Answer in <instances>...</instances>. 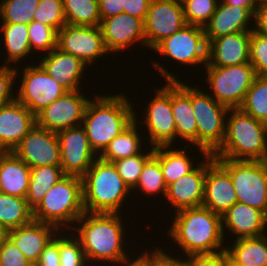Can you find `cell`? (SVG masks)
Masks as SVG:
<instances>
[{"label": "cell", "mask_w": 267, "mask_h": 266, "mask_svg": "<svg viewBox=\"0 0 267 266\" xmlns=\"http://www.w3.org/2000/svg\"><path fill=\"white\" fill-rule=\"evenodd\" d=\"M227 266H244L239 263L234 262L228 255H227Z\"/></svg>", "instance_id": "6f0895ef"}, {"label": "cell", "mask_w": 267, "mask_h": 266, "mask_svg": "<svg viewBox=\"0 0 267 266\" xmlns=\"http://www.w3.org/2000/svg\"><path fill=\"white\" fill-rule=\"evenodd\" d=\"M219 0L216 11L204 27L207 42L224 35L252 31L254 12L257 7L231 6Z\"/></svg>", "instance_id": "7402d4cb"}, {"label": "cell", "mask_w": 267, "mask_h": 266, "mask_svg": "<svg viewBox=\"0 0 267 266\" xmlns=\"http://www.w3.org/2000/svg\"><path fill=\"white\" fill-rule=\"evenodd\" d=\"M253 30L267 36V4H260L255 9Z\"/></svg>", "instance_id": "f5cc1de1"}, {"label": "cell", "mask_w": 267, "mask_h": 266, "mask_svg": "<svg viewBox=\"0 0 267 266\" xmlns=\"http://www.w3.org/2000/svg\"><path fill=\"white\" fill-rule=\"evenodd\" d=\"M28 38L31 52H45V55L57 47L58 31L46 24L33 20L28 24Z\"/></svg>", "instance_id": "60d3db41"}, {"label": "cell", "mask_w": 267, "mask_h": 266, "mask_svg": "<svg viewBox=\"0 0 267 266\" xmlns=\"http://www.w3.org/2000/svg\"><path fill=\"white\" fill-rule=\"evenodd\" d=\"M158 55L173 59L177 64L205 67L208 62V42L204 28L191 24L162 40L154 49Z\"/></svg>", "instance_id": "8fae6325"}, {"label": "cell", "mask_w": 267, "mask_h": 266, "mask_svg": "<svg viewBox=\"0 0 267 266\" xmlns=\"http://www.w3.org/2000/svg\"><path fill=\"white\" fill-rule=\"evenodd\" d=\"M214 159L230 174L237 202L259 209L267 216V166L265 162Z\"/></svg>", "instance_id": "ba28073f"}, {"label": "cell", "mask_w": 267, "mask_h": 266, "mask_svg": "<svg viewBox=\"0 0 267 266\" xmlns=\"http://www.w3.org/2000/svg\"><path fill=\"white\" fill-rule=\"evenodd\" d=\"M84 213L82 178L65 175L46 192L33 210V219L67 231Z\"/></svg>", "instance_id": "8992f818"}, {"label": "cell", "mask_w": 267, "mask_h": 266, "mask_svg": "<svg viewBox=\"0 0 267 266\" xmlns=\"http://www.w3.org/2000/svg\"><path fill=\"white\" fill-rule=\"evenodd\" d=\"M8 230L0 224V248L4 244V241L8 238Z\"/></svg>", "instance_id": "9f6ffc18"}, {"label": "cell", "mask_w": 267, "mask_h": 266, "mask_svg": "<svg viewBox=\"0 0 267 266\" xmlns=\"http://www.w3.org/2000/svg\"><path fill=\"white\" fill-rule=\"evenodd\" d=\"M60 143V166L65 175L82 177L98 158L91 149L83 125L57 132Z\"/></svg>", "instance_id": "2e32d148"}, {"label": "cell", "mask_w": 267, "mask_h": 266, "mask_svg": "<svg viewBox=\"0 0 267 266\" xmlns=\"http://www.w3.org/2000/svg\"><path fill=\"white\" fill-rule=\"evenodd\" d=\"M65 174L60 165H47L31 168L29 188L26 200L34 210L42 201L46 192Z\"/></svg>", "instance_id": "d6a6232c"}, {"label": "cell", "mask_w": 267, "mask_h": 266, "mask_svg": "<svg viewBox=\"0 0 267 266\" xmlns=\"http://www.w3.org/2000/svg\"><path fill=\"white\" fill-rule=\"evenodd\" d=\"M100 94H94V99L88 101L82 122L97 156L134 121L136 112L126 94Z\"/></svg>", "instance_id": "3957f363"}, {"label": "cell", "mask_w": 267, "mask_h": 266, "mask_svg": "<svg viewBox=\"0 0 267 266\" xmlns=\"http://www.w3.org/2000/svg\"><path fill=\"white\" fill-rule=\"evenodd\" d=\"M33 20L46 24L59 31L67 24L63 0H40L35 10Z\"/></svg>", "instance_id": "7bdbcfd3"}, {"label": "cell", "mask_w": 267, "mask_h": 266, "mask_svg": "<svg viewBox=\"0 0 267 266\" xmlns=\"http://www.w3.org/2000/svg\"><path fill=\"white\" fill-rule=\"evenodd\" d=\"M16 67L0 66V106L15 99ZM15 87V88H14ZM14 89V91H13Z\"/></svg>", "instance_id": "f6af8a7d"}, {"label": "cell", "mask_w": 267, "mask_h": 266, "mask_svg": "<svg viewBox=\"0 0 267 266\" xmlns=\"http://www.w3.org/2000/svg\"><path fill=\"white\" fill-rule=\"evenodd\" d=\"M266 166H267V154H266V157H265V160H264Z\"/></svg>", "instance_id": "6125c7cd"}, {"label": "cell", "mask_w": 267, "mask_h": 266, "mask_svg": "<svg viewBox=\"0 0 267 266\" xmlns=\"http://www.w3.org/2000/svg\"><path fill=\"white\" fill-rule=\"evenodd\" d=\"M65 231H59L60 266H89L80 241Z\"/></svg>", "instance_id": "ab89813d"}, {"label": "cell", "mask_w": 267, "mask_h": 266, "mask_svg": "<svg viewBox=\"0 0 267 266\" xmlns=\"http://www.w3.org/2000/svg\"><path fill=\"white\" fill-rule=\"evenodd\" d=\"M188 174L167 186L165 198L175 212L202 206L206 175V156Z\"/></svg>", "instance_id": "603a6c76"}, {"label": "cell", "mask_w": 267, "mask_h": 266, "mask_svg": "<svg viewBox=\"0 0 267 266\" xmlns=\"http://www.w3.org/2000/svg\"><path fill=\"white\" fill-rule=\"evenodd\" d=\"M167 235L186 258L217 255L225 252L221 215L204 206L185 208L176 212ZM225 236V237H224ZM178 244V245H177Z\"/></svg>", "instance_id": "7a4b0ae2"}, {"label": "cell", "mask_w": 267, "mask_h": 266, "mask_svg": "<svg viewBox=\"0 0 267 266\" xmlns=\"http://www.w3.org/2000/svg\"><path fill=\"white\" fill-rule=\"evenodd\" d=\"M100 29L104 44L114 55L133 47V44L146 46L144 21L126 13L101 20ZM130 46V47H129Z\"/></svg>", "instance_id": "d6986e66"}, {"label": "cell", "mask_w": 267, "mask_h": 266, "mask_svg": "<svg viewBox=\"0 0 267 266\" xmlns=\"http://www.w3.org/2000/svg\"><path fill=\"white\" fill-rule=\"evenodd\" d=\"M221 222L223 235L228 229L235 239L267 233V216L261 210L240 202L234 203L221 215Z\"/></svg>", "instance_id": "484cf974"}, {"label": "cell", "mask_w": 267, "mask_h": 266, "mask_svg": "<svg viewBox=\"0 0 267 266\" xmlns=\"http://www.w3.org/2000/svg\"><path fill=\"white\" fill-rule=\"evenodd\" d=\"M144 151L145 150L143 149L142 152L137 155L112 162L118 174L130 190L136 186L144 164L153 156L154 147L150 148V152L148 149L145 152Z\"/></svg>", "instance_id": "f35d334b"}, {"label": "cell", "mask_w": 267, "mask_h": 266, "mask_svg": "<svg viewBox=\"0 0 267 266\" xmlns=\"http://www.w3.org/2000/svg\"><path fill=\"white\" fill-rule=\"evenodd\" d=\"M172 146H158L154 148L153 156L160 162V167L164 176L165 184L175 182L180 177L191 172L196 166L197 159L189 157L187 148L193 146L184 145V148L174 150ZM186 150V151H185ZM195 163V164H193Z\"/></svg>", "instance_id": "f1b7e54d"}, {"label": "cell", "mask_w": 267, "mask_h": 266, "mask_svg": "<svg viewBox=\"0 0 267 266\" xmlns=\"http://www.w3.org/2000/svg\"><path fill=\"white\" fill-rule=\"evenodd\" d=\"M224 3H227L231 6L238 7H257L258 4L254 0H222Z\"/></svg>", "instance_id": "11a10c76"}, {"label": "cell", "mask_w": 267, "mask_h": 266, "mask_svg": "<svg viewBox=\"0 0 267 266\" xmlns=\"http://www.w3.org/2000/svg\"><path fill=\"white\" fill-rule=\"evenodd\" d=\"M142 254L137 256L134 260L128 259L124 262H121L118 266H149V251H142Z\"/></svg>", "instance_id": "db71d44e"}, {"label": "cell", "mask_w": 267, "mask_h": 266, "mask_svg": "<svg viewBox=\"0 0 267 266\" xmlns=\"http://www.w3.org/2000/svg\"><path fill=\"white\" fill-rule=\"evenodd\" d=\"M267 154V124L240 108L229 109L225 138L214 158L264 161Z\"/></svg>", "instance_id": "277c9868"}, {"label": "cell", "mask_w": 267, "mask_h": 266, "mask_svg": "<svg viewBox=\"0 0 267 266\" xmlns=\"http://www.w3.org/2000/svg\"><path fill=\"white\" fill-rule=\"evenodd\" d=\"M66 23L75 26H100L98 0H63Z\"/></svg>", "instance_id": "e575fe53"}, {"label": "cell", "mask_w": 267, "mask_h": 266, "mask_svg": "<svg viewBox=\"0 0 267 266\" xmlns=\"http://www.w3.org/2000/svg\"><path fill=\"white\" fill-rule=\"evenodd\" d=\"M251 31L212 39L208 43L206 66H233L249 63Z\"/></svg>", "instance_id": "d4e9b609"}, {"label": "cell", "mask_w": 267, "mask_h": 266, "mask_svg": "<svg viewBox=\"0 0 267 266\" xmlns=\"http://www.w3.org/2000/svg\"><path fill=\"white\" fill-rule=\"evenodd\" d=\"M258 5L267 4V0H254Z\"/></svg>", "instance_id": "680465c9"}, {"label": "cell", "mask_w": 267, "mask_h": 266, "mask_svg": "<svg viewBox=\"0 0 267 266\" xmlns=\"http://www.w3.org/2000/svg\"><path fill=\"white\" fill-rule=\"evenodd\" d=\"M7 152L0 144V154Z\"/></svg>", "instance_id": "94428289"}, {"label": "cell", "mask_w": 267, "mask_h": 266, "mask_svg": "<svg viewBox=\"0 0 267 266\" xmlns=\"http://www.w3.org/2000/svg\"><path fill=\"white\" fill-rule=\"evenodd\" d=\"M192 87V108L197 122V151L203 159L222 145L229 108L218 103L207 91ZM201 152V153H200ZM204 156V157H203Z\"/></svg>", "instance_id": "52a82bcc"}, {"label": "cell", "mask_w": 267, "mask_h": 266, "mask_svg": "<svg viewBox=\"0 0 267 266\" xmlns=\"http://www.w3.org/2000/svg\"><path fill=\"white\" fill-rule=\"evenodd\" d=\"M40 0H0L1 23L25 24L33 21Z\"/></svg>", "instance_id": "74e56055"}, {"label": "cell", "mask_w": 267, "mask_h": 266, "mask_svg": "<svg viewBox=\"0 0 267 266\" xmlns=\"http://www.w3.org/2000/svg\"><path fill=\"white\" fill-rule=\"evenodd\" d=\"M186 262L188 266H227V254L191 256Z\"/></svg>", "instance_id": "681fc988"}, {"label": "cell", "mask_w": 267, "mask_h": 266, "mask_svg": "<svg viewBox=\"0 0 267 266\" xmlns=\"http://www.w3.org/2000/svg\"><path fill=\"white\" fill-rule=\"evenodd\" d=\"M0 266H34L19 250L15 244L7 238L0 248Z\"/></svg>", "instance_id": "bcb514c9"}, {"label": "cell", "mask_w": 267, "mask_h": 266, "mask_svg": "<svg viewBox=\"0 0 267 266\" xmlns=\"http://www.w3.org/2000/svg\"><path fill=\"white\" fill-rule=\"evenodd\" d=\"M58 232L52 224L33 220L27 225L9 230L8 238L35 265L45 246Z\"/></svg>", "instance_id": "4316f807"}, {"label": "cell", "mask_w": 267, "mask_h": 266, "mask_svg": "<svg viewBox=\"0 0 267 266\" xmlns=\"http://www.w3.org/2000/svg\"><path fill=\"white\" fill-rule=\"evenodd\" d=\"M154 68L164 76L166 81H171V106L172 115L176 126V141L180 138L186 141L185 145L197 148V122L192 108V86L169 72L160 61H153ZM188 143V144H187Z\"/></svg>", "instance_id": "4fadbf2b"}, {"label": "cell", "mask_w": 267, "mask_h": 266, "mask_svg": "<svg viewBox=\"0 0 267 266\" xmlns=\"http://www.w3.org/2000/svg\"><path fill=\"white\" fill-rule=\"evenodd\" d=\"M209 94L229 109L240 108L256 73L249 63L233 66H205Z\"/></svg>", "instance_id": "9c48e42d"}, {"label": "cell", "mask_w": 267, "mask_h": 266, "mask_svg": "<svg viewBox=\"0 0 267 266\" xmlns=\"http://www.w3.org/2000/svg\"><path fill=\"white\" fill-rule=\"evenodd\" d=\"M31 168L13 151L0 154V193L26 198Z\"/></svg>", "instance_id": "83f0119b"}, {"label": "cell", "mask_w": 267, "mask_h": 266, "mask_svg": "<svg viewBox=\"0 0 267 266\" xmlns=\"http://www.w3.org/2000/svg\"><path fill=\"white\" fill-rule=\"evenodd\" d=\"M218 0H187L183 5L186 24L204 28L216 11Z\"/></svg>", "instance_id": "b9f144b4"}, {"label": "cell", "mask_w": 267, "mask_h": 266, "mask_svg": "<svg viewBox=\"0 0 267 266\" xmlns=\"http://www.w3.org/2000/svg\"><path fill=\"white\" fill-rule=\"evenodd\" d=\"M225 253L236 263L244 266H267V233L256 237L233 239Z\"/></svg>", "instance_id": "f546056e"}, {"label": "cell", "mask_w": 267, "mask_h": 266, "mask_svg": "<svg viewBox=\"0 0 267 266\" xmlns=\"http://www.w3.org/2000/svg\"><path fill=\"white\" fill-rule=\"evenodd\" d=\"M179 4H184L187 0H171Z\"/></svg>", "instance_id": "91938a15"}, {"label": "cell", "mask_w": 267, "mask_h": 266, "mask_svg": "<svg viewBox=\"0 0 267 266\" xmlns=\"http://www.w3.org/2000/svg\"><path fill=\"white\" fill-rule=\"evenodd\" d=\"M137 112L134 113V121L125 128L118 136H116L105 148V150L98 156L100 159L107 162H114L116 160L131 157L141 153L142 145L146 141H142L141 133H139V123L137 119ZM140 134V135H139Z\"/></svg>", "instance_id": "4dcf8cb0"}, {"label": "cell", "mask_w": 267, "mask_h": 266, "mask_svg": "<svg viewBox=\"0 0 267 266\" xmlns=\"http://www.w3.org/2000/svg\"><path fill=\"white\" fill-rule=\"evenodd\" d=\"M13 152L30 168L60 165V143L56 132L35 124Z\"/></svg>", "instance_id": "ac0fdd59"}, {"label": "cell", "mask_w": 267, "mask_h": 266, "mask_svg": "<svg viewBox=\"0 0 267 266\" xmlns=\"http://www.w3.org/2000/svg\"><path fill=\"white\" fill-rule=\"evenodd\" d=\"M25 66L21 73H19L20 69L16 67V79L20 77L19 74L22 75V78L21 81L16 80L15 85L18 88L15 90V98L36 116L46 106L63 96L67 90L38 63Z\"/></svg>", "instance_id": "30bf717a"}, {"label": "cell", "mask_w": 267, "mask_h": 266, "mask_svg": "<svg viewBox=\"0 0 267 266\" xmlns=\"http://www.w3.org/2000/svg\"><path fill=\"white\" fill-rule=\"evenodd\" d=\"M74 225L70 231L74 230L73 235L80 241L90 266L101 261L117 266L130 259L124 250L127 236H124L126 227L121 213L85 212Z\"/></svg>", "instance_id": "6da1fadb"}, {"label": "cell", "mask_w": 267, "mask_h": 266, "mask_svg": "<svg viewBox=\"0 0 267 266\" xmlns=\"http://www.w3.org/2000/svg\"><path fill=\"white\" fill-rule=\"evenodd\" d=\"M101 20L123 13L124 0H98Z\"/></svg>", "instance_id": "816d5d0a"}, {"label": "cell", "mask_w": 267, "mask_h": 266, "mask_svg": "<svg viewBox=\"0 0 267 266\" xmlns=\"http://www.w3.org/2000/svg\"><path fill=\"white\" fill-rule=\"evenodd\" d=\"M249 62L257 76H267V36L251 31Z\"/></svg>", "instance_id": "ee69618b"}, {"label": "cell", "mask_w": 267, "mask_h": 266, "mask_svg": "<svg viewBox=\"0 0 267 266\" xmlns=\"http://www.w3.org/2000/svg\"><path fill=\"white\" fill-rule=\"evenodd\" d=\"M152 251H149V266H188L186 258L181 260L179 255H177V258L171 256L169 254L171 252H166L161 247L152 249Z\"/></svg>", "instance_id": "7dc6e473"}, {"label": "cell", "mask_w": 267, "mask_h": 266, "mask_svg": "<svg viewBox=\"0 0 267 266\" xmlns=\"http://www.w3.org/2000/svg\"><path fill=\"white\" fill-rule=\"evenodd\" d=\"M33 220V210L25 198L0 193V224L8 231Z\"/></svg>", "instance_id": "836d02e7"}, {"label": "cell", "mask_w": 267, "mask_h": 266, "mask_svg": "<svg viewBox=\"0 0 267 266\" xmlns=\"http://www.w3.org/2000/svg\"><path fill=\"white\" fill-rule=\"evenodd\" d=\"M0 25V33L2 37V43L5 46L2 48V51L5 50L6 56L8 57L5 60L3 65L10 66L11 62L16 65L22 64L21 61H24V58L27 57L29 61V55L33 54L31 52L30 42L28 38V25L17 23V24H9V23H1ZM19 61V62H18Z\"/></svg>", "instance_id": "1f68e13d"}, {"label": "cell", "mask_w": 267, "mask_h": 266, "mask_svg": "<svg viewBox=\"0 0 267 266\" xmlns=\"http://www.w3.org/2000/svg\"><path fill=\"white\" fill-rule=\"evenodd\" d=\"M39 60V65L67 91L82 90L83 76L88 66L77 57L60 50L58 47ZM87 67V68H86ZM82 83V84H81Z\"/></svg>", "instance_id": "cb8c5ba5"}, {"label": "cell", "mask_w": 267, "mask_h": 266, "mask_svg": "<svg viewBox=\"0 0 267 266\" xmlns=\"http://www.w3.org/2000/svg\"><path fill=\"white\" fill-rule=\"evenodd\" d=\"M57 47L77 57L88 67L95 64L99 57L110 55L105 47L100 26L65 24L58 31Z\"/></svg>", "instance_id": "5bb4252c"}, {"label": "cell", "mask_w": 267, "mask_h": 266, "mask_svg": "<svg viewBox=\"0 0 267 266\" xmlns=\"http://www.w3.org/2000/svg\"><path fill=\"white\" fill-rule=\"evenodd\" d=\"M134 190H140V192H144L143 195L146 194L148 196H158V194H162V197L164 196L165 198L167 186L160 167V162L154 156L144 164L139 180L131 192L133 193Z\"/></svg>", "instance_id": "8d00e7d4"}, {"label": "cell", "mask_w": 267, "mask_h": 266, "mask_svg": "<svg viewBox=\"0 0 267 266\" xmlns=\"http://www.w3.org/2000/svg\"><path fill=\"white\" fill-rule=\"evenodd\" d=\"M36 124L35 115L16 98L0 106V144L13 151Z\"/></svg>", "instance_id": "44dd1931"}, {"label": "cell", "mask_w": 267, "mask_h": 266, "mask_svg": "<svg viewBox=\"0 0 267 266\" xmlns=\"http://www.w3.org/2000/svg\"><path fill=\"white\" fill-rule=\"evenodd\" d=\"M166 84V85H165ZM162 87H156V93L144 108V119L148 142L152 147L172 146L176 140V126L171 106V81H166Z\"/></svg>", "instance_id": "7c38bea8"}, {"label": "cell", "mask_w": 267, "mask_h": 266, "mask_svg": "<svg viewBox=\"0 0 267 266\" xmlns=\"http://www.w3.org/2000/svg\"><path fill=\"white\" fill-rule=\"evenodd\" d=\"M152 0H124L123 13L142 19L146 18Z\"/></svg>", "instance_id": "f907efd6"}, {"label": "cell", "mask_w": 267, "mask_h": 266, "mask_svg": "<svg viewBox=\"0 0 267 266\" xmlns=\"http://www.w3.org/2000/svg\"><path fill=\"white\" fill-rule=\"evenodd\" d=\"M237 202L230 174L214 159L206 155V175L202 206L222 215Z\"/></svg>", "instance_id": "ffe728a7"}, {"label": "cell", "mask_w": 267, "mask_h": 266, "mask_svg": "<svg viewBox=\"0 0 267 266\" xmlns=\"http://www.w3.org/2000/svg\"><path fill=\"white\" fill-rule=\"evenodd\" d=\"M240 109L267 124V76H256Z\"/></svg>", "instance_id": "d590c367"}, {"label": "cell", "mask_w": 267, "mask_h": 266, "mask_svg": "<svg viewBox=\"0 0 267 266\" xmlns=\"http://www.w3.org/2000/svg\"><path fill=\"white\" fill-rule=\"evenodd\" d=\"M184 25L186 22L182 4L171 0H152L144 20L146 47L153 50Z\"/></svg>", "instance_id": "e0dca14e"}, {"label": "cell", "mask_w": 267, "mask_h": 266, "mask_svg": "<svg viewBox=\"0 0 267 266\" xmlns=\"http://www.w3.org/2000/svg\"><path fill=\"white\" fill-rule=\"evenodd\" d=\"M83 90L67 91L59 99L46 106L36 116V124L52 132L81 125L90 97Z\"/></svg>", "instance_id": "9a60e30c"}, {"label": "cell", "mask_w": 267, "mask_h": 266, "mask_svg": "<svg viewBox=\"0 0 267 266\" xmlns=\"http://www.w3.org/2000/svg\"><path fill=\"white\" fill-rule=\"evenodd\" d=\"M59 232L45 246L39 260L34 266H60Z\"/></svg>", "instance_id": "c3c4849f"}, {"label": "cell", "mask_w": 267, "mask_h": 266, "mask_svg": "<svg viewBox=\"0 0 267 266\" xmlns=\"http://www.w3.org/2000/svg\"><path fill=\"white\" fill-rule=\"evenodd\" d=\"M81 178L85 212L120 214L124 211L121 208L128 202L127 197H131V190L113 163L98 157Z\"/></svg>", "instance_id": "5b68a950"}]
</instances>
